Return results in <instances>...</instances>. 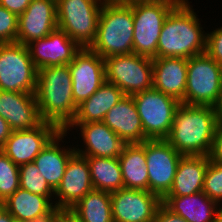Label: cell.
<instances>
[{
  "label": "cell",
  "mask_w": 222,
  "mask_h": 222,
  "mask_svg": "<svg viewBox=\"0 0 222 222\" xmlns=\"http://www.w3.org/2000/svg\"><path fill=\"white\" fill-rule=\"evenodd\" d=\"M216 124L214 107L180 103L165 140L183 156H209Z\"/></svg>",
  "instance_id": "obj_1"
},
{
  "label": "cell",
  "mask_w": 222,
  "mask_h": 222,
  "mask_svg": "<svg viewBox=\"0 0 222 222\" xmlns=\"http://www.w3.org/2000/svg\"><path fill=\"white\" fill-rule=\"evenodd\" d=\"M188 0H182L166 18L157 46V58H191L205 53L207 33Z\"/></svg>",
  "instance_id": "obj_2"
},
{
  "label": "cell",
  "mask_w": 222,
  "mask_h": 222,
  "mask_svg": "<svg viewBox=\"0 0 222 222\" xmlns=\"http://www.w3.org/2000/svg\"><path fill=\"white\" fill-rule=\"evenodd\" d=\"M35 96L42 121L64 131L73 121L78 107L73 100L68 64L40 68Z\"/></svg>",
  "instance_id": "obj_3"
},
{
  "label": "cell",
  "mask_w": 222,
  "mask_h": 222,
  "mask_svg": "<svg viewBox=\"0 0 222 222\" xmlns=\"http://www.w3.org/2000/svg\"><path fill=\"white\" fill-rule=\"evenodd\" d=\"M134 22L132 3L104 1L94 42L89 49L103 59L133 53Z\"/></svg>",
  "instance_id": "obj_4"
},
{
  "label": "cell",
  "mask_w": 222,
  "mask_h": 222,
  "mask_svg": "<svg viewBox=\"0 0 222 222\" xmlns=\"http://www.w3.org/2000/svg\"><path fill=\"white\" fill-rule=\"evenodd\" d=\"M182 0H153L132 3L133 53L157 58L160 32L169 13Z\"/></svg>",
  "instance_id": "obj_5"
},
{
  "label": "cell",
  "mask_w": 222,
  "mask_h": 222,
  "mask_svg": "<svg viewBox=\"0 0 222 222\" xmlns=\"http://www.w3.org/2000/svg\"><path fill=\"white\" fill-rule=\"evenodd\" d=\"M105 0H56L57 24L81 48L94 42Z\"/></svg>",
  "instance_id": "obj_6"
},
{
  "label": "cell",
  "mask_w": 222,
  "mask_h": 222,
  "mask_svg": "<svg viewBox=\"0 0 222 222\" xmlns=\"http://www.w3.org/2000/svg\"><path fill=\"white\" fill-rule=\"evenodd\" d=\"M222 94V66L206 53L188 59L185 104L215 107Z\"/></svg>",
  "instance_id": "obj_7"
},
{
  "label": "cell",
  "mask_w": 222,
  "mask_h": 222,
  "mask_svg": "<svg viewBox=\"0 0 222 222\" xmlns=\"http://www.w3.org/2000/svg\"><path fill=\"white\" fill-rule=\"evenodd\" d=\"M37 74L27 46L0 43V90L35 94Z\"/></svg>",
  "instance_id": "obj_8"
},
{
  "label": "cell",
  "mask_w": 222,
  "mask_h": 222,
  "mask_svg": "<svg viewBox=\"0 0 222 222\" xmlns=\"http://www.w3.org/2000/svg\"><path fill=\"white\" fill-rule=\"evenodd\" d=\"M106 81L119 87L125 96L153 88L152 58L130 53L104 59Z\"/></svg>",
  "instance_id": "obj_9"
},
{
  "label": "cell",
  "mask_w": 222,
  "mask_h": 222,
  "mask_svg": "<svg viewBox=\"0 0 222 222\" xmlns=\"http://www.w3.org/2000/svg\"><path fill=\"white\" fill-rule=\"evenodd\" d=\"M144 134L148 139H165L172 127L177 99L151 88L133 96Z\"/></svg>",
  "instance_id": "obj_10"
},
{
  "label": "cell",
  "mask_w": 222,
  "mask_h": 222,
  "mask_svg": "<svg viewBox=\"0 0 222 222\" xmlns=\"http://www.w3.org/2000/svg\"><path fill=\"white\" fill-rule=\"evenodd\" d=\"M148 191L163 199L172 188L178 163L183 155L165 139L145 141Z\"/></svg>",
  "instance_id": "obj_11"
},
{
  "label": "cell",
  "mask_w": 222,
  "mask_h": 222,
  "mask_svg": "<svg viewBox=\"0 0 222 222\" xmlns=\"http://www.w3.org/2000/svg\"><path fill=\"white\" fill-rule=\"evenodd\" d=\"M74 103L78 106L106 81L104 59L89 48H81L68 64Z\"/></svg>",
  "instance_id": "obj_12"
},
{
  "label": "cell",
  "mask_w": 222,
  "mask_h": 222,
  "mask_svg": "<svg viewBox=\"0 0 222 222\" xmlns=\"http://www.w3.org/2000/svg\"><path fill=\"white\" fill-rule=\"evenodd\" d=\"M110 194L113 222H153L162 204L150 191L123 188Z\"/></svg>",
  "instance_id": "obj_13"
},
{
  "label": "cell",
  "mask_w": 222,
  "mask_h": 222,
  "mask_svg": "<svg viewBox=\"0 0 222 222\" xmlns=\"http://www.w3.org/2000/svg\"><path fill=\"white\" fill-rule=\"evenodd\" d=\"M59 132L56 125L43 121L33 129L12 131L0 150L18 166L30 163Z\"/></svg>",
  "instance_id": "obj_14"
},
{
  "label": "cell",
  "mask_w": 222,
  "mask_h": 222,
  "mask_svg": "<svg viewBox=\"0 0 222 222\" xmlns=\"http://www.w3.org/2000/svg\"><path fill=\"white\" fill-rule=\"evenodd\" d=\"M80 129L84 148L75 147V152L84 157L118 158L126 144L104 122L71 123L64 131ZM81 133V134H80Z\"/></svg>",
  "instance_id": "obj_15"
},
{
  "label": "cell",
  "mask_w": 222,
  "mask_h": 222,
  "mask_svg": "<svg viewBox=\"0 0 222 222\" xmlns=\"http://www.w3.org/2000/svg\"><path fill=\"white\" fill-rule=\"evenodd\" d=\"M94 189L87 158L76 152L70 157L63 178L54 190V204L63 211L71 209Z\"/></svg>",
  "instance_id": "obj_16"
},
{
  "label": "cell",
  "mask_w": 222,
  "mask_h": 222,
  "mask_svg": "<svg viewBox=\"0 0 222 222\" xmlns=\"http://www.w3.org/2000/svg\"><path fill=\"white\" fill-rule=\"evenodd\" d=\"M27 47L38 70L42 67L69 64L81 50V47L59 28L42 39L32 41Z\"/></svg>",
  "instance_id": "obj_17"
},
{
  "label": "cell",
  "mask_w": 222,
  "mask_h": 222,
  "mask_svg": "<svg viewBox=\"0 0 222 222\" xmlns=\"http://www.w3.org/2000/svg\"><path fill=\"white\" fill-rule=\"evenodd\" d=\"M58 28L56 0H31L18 16L17 42L27 46Z\"/></svg>",
  "instance_id": "obj_18"
},
{
  "label": "cell",
  "mask_w": 222,
  "mask_h": 222,
  "mask_svg": "<svg viewBox=\"0 0 222 222\" xmlns=\"http://www.w3.org/2000/svg\"><path fill=\"white\" fill-rule=\"evenodd\" d=\"M0 116L12 131L33 129L43 122L35 94L25 92L0 90Z\"/></svg>",
  "instance_id": "obj_19"
},
{
  "label": "cell",
  "mask_w": 222,
  "mask_h": 222,
  "mask_svg": "<svg viewBox=\"0 0 222 222\" xmlns=\"http://www.w3.org/2000/svg\"><path fill=\"white\" fill-rule=\"evenodd\" d=\"M153 88L185 104L187 58H153Z\"/></svg>",
  "instance_id": "obj_20"
},
{
  "label": "cell",
  "mask_w": 222,
  "mask_h": 222,
  "mask_svg": "<svg viewBox=\"0 0 222 222\" xmlns=\"http://www.w3.org/2000/svg\"><path fill=\"white\" fill-rule=\"evenodd\" d=\"M102 122L125 143H142L148 139L132 96H124L107 112Z\"/></svg>",
  "instance_id": "obj_21"
},
{
  "label": "cell",
  "mask_w": 222,
  "mask_h": 222,
  "mask_svg": "<svg viewBox=\"0 0 222 222\" xmlns=\"http://www.w3.org/2000/svg\"><path fill=\"white\" fill-rule=\"evenodd\" d=\"M65 136L67 132H59L33 161L54 190L63 178L70 157L75 153V147L61 146L60 142H65L62 140Z\"/></svg>",
  "instance_id": "obj_22"
},
{
  "label": "cell",
  "mask_w": 222,
  "mask_h": 222,
  "mask_svg": "<svg viewBox=\"0 0 222 222\" xmlns=\"http://www.w3.org/2000/svg\"><path fill=\"white\" fill-rule=\"evenodd\" d=\"M162 203L187 222H214L219 207L203 191L189 196H165Z\"/></svg>",
  "instance_id": "obj_23"
},
{
  "label": "cell",
  "mask_w": 222,
  "mask_h": 222,
  "mask_svg": "<svg viewBox=\"0 0 222 222\" xmlns=\"http://www.w3.org/2000/svg\"><path fill=\"white\" fill-rule=\"evenodd\" d=\"M209 156H182L172 188L166 196H189L203 191Z\"/></svg>",
  "instance_id": "obj_24"
},
{
  "label": "cell",
  "mask_w": 222,
  "mask_h": 222,
  "mask_svg": "<svg viewBox=\"0 0 222 222\" xmlns=\"http://www.w3.org/2000/svg\"><path fill=\"white\" fill-rule=\"evenodd\" d=\"M124 96L119 87L105 81L92 96L78 105L71 123L103 121L107 112Z\"/></svg>",
  "instance_id": "obj_25"
},
{
  "label": "cell",
  "mask_w": 222,
  "mask_h": 222,
  "mask_svg": "<svg viewBox=\"0 0 222 222\" xmlns=\"http://www.w3.org/2000/svg\"><path fill=\"white\" fill-rule=\"evenodd\" d=\"M124 188L148 191L145 141L126 143L118 157Z\"/></svg>",
  "instance_id": "obj_26"
},
{
  "label": "cell",
  "mask_w": 222,
  "mask_h": 222,
  "mask_svg": "<svg viewBox=\"0 0 222 222\" xmlns=\"http://www.w3.org/2000/svg\"><path fill=\"white\" fill-rule=\"evenodd\" d=\"M53 199L54 196L33 194L19 188L4 202V208L16 221L29 222L36 216L47 212L54 205Z\"/></svg>",
  "instance_id": "obj_27"
},
{
  "label": "cell",
  "mask_w": 222,
  "mask_h": 222,
  "mask_svg": "<svg viewBox=\"0 0 222 222\" xmlns=\"http://www.w3.org/2000/svg\"><path fill=\"white\" fill-rule=\"evenodd\" d=\"M68 212L79 222H113L111 194L93 189Z\"/></svg>",
  "instance_id": "obj_28"
},
{
  "label": "cell",
  "mask_w": 222,
  "mask_h": 222,
  "mask_svg": "<svg viewBox=\"0 0 222 222\" xmlns=\"http://www.w3.org/2000/svg\"><path fill=\"white\" fill-rule=\"evenodd\" d=\"M94 190L115 192L124 188L118 158L86 157Z\"/></svg>",
  "instance_id": "obj_29"
},
{
  "label": "cell",
  "mask_w": 222,
  "mask_h": 222,
  "mask_svg": "<svg viewBox=\"0 0 222 222\" xmlns=\"http://www.w3.org/2000/svg\"><path fill=\"white\" fill-rule=\"evenodd\" d=\"M20 188L33 194L42 196H54V189L47 183L39 169L33 163L19 166Z\"/></svg>",
  "instance_id": "obj_30"
},
{
  "label": "cell",
  "mask_w": 222,
  "mask_h": 222,
  "mask_svg": "<svg viewBox=\"0 0 222 222\" xmlns=\"http://www.w3.org/2000/svg\"><path fill=\"white\" fill-rule=\"evenodd\" d=\"M19 188V166L0 150V201L5 202Z\"/></svg>",
  "instance_id": "obj_31"
},
{
  "label": "cell",
  "mask_w": 222,
  "mask_h": 222,
  "mask_svg": "<svg viewBox=\"0 0 222 222\" xmlns=\"http://www.w3.org/2000/svg\"><path fill=\"white\" fill-rule=\"evenodd\" d=\"M203 192L209 199L222 204V165L213 162L210 157L204 175Z\"/></svg>",
  "instance_id": "obj_32"
},
{
  "label": "cell",
  "mask_w": 222,
  "mask_h": 222,
  "mask_svg": "<svg viewBox=\"0 0 222 222\" xmlns=\"http://www.w3.org/2000/svg\"><path fill=\"white\" fill-rule=\"evenodd\" d=\"M18 16L0 5V43L17 42Z\"/></svg>",
  "instance_id": "obj_33"
},
{
  "label": "cell",
  "mask_w": 222,
  "mask_h": 222,
  "mask_svg": "<svg viewBox=\"0 0 222 222\" xmlns=\"http://www.w3.org/2000/svg\"><path fill=\"white\" fill-rule=\"evenodd\" d=\"M205 53L222 66V27L207 33Z\"/></svg>",
  "instance_id": "obj_34"
},
{
  "label": "cell",
  "mask_w": 222,
  "mask_h": 222,
  "mask_svg": "<svg viewBox=\"0 0 222 222\" xmlns=\"http://www.w3.org/2000/svg\"><path fill=\"white\" fill-rule=\"evenodd\" d=\"M209 157L213 162L222 165V124L220 123L216 124L213 146Z\"/></svg>",
  "instance_id": "obj_35"
},
{
  "label": "cell",
  "mask_w": 222,
  "mask_h": 222,
  "mask_svg": "<svg viewBox=\"0 0 222 222\" xmlns=\"http://www.w3.org/2000/svg\"><path fill=\"white\" fill-rule=\"evenodd\" d=\"M153 222H187L181 216L173 213L163 203L156 211Z\"/></svg>",
  "instance_id": "obj_36"
},
{
  "label": "cell",
  "mask_w": 222,
  "mask_h": 222,
  "mask_svg": "<svg viewBox=\"0 0 222 222\" xmlns=\"http://www.w3.org/2000/svg\"><path fill=\"white\" fill-rule=\"evenodd\" d=\"M31 0H0V5L11 13L20 16L30 5Z\"/></svg>",
  "instance_id": "obj_37"
},
{
  "label": "cell",
  "mask_w": 222,
  "mask_h": 222,
  "mask_svg": "<svg viewBox=\"0 0 222 222\" xmlns=\"http://www.w3.org/2000/svg\"><path fill=\"white\" fill-rule=\"evenodd\" d=\"M63 212L64 211L61 208L54 204L47 212L36 216L29 222H55Z\"/></svg>",
  "instance_id": "obj_38"
},
{
  "label": "cell",
  "mask_w": 222,
  "mask_h": 222,
  "mask_svg": "<svg viewBox=\"0 0 222 222\" xmlns=\"http://www.w3.org/2000/svg\"><path fill=\"white\" fill-rule=\"evenodd\" d=\"M11 132L8 122L0 116V149L5 145Z\"/></svg>",
  "instance_id": "obj_39"
},
{
  "label": "cell",
  "mask_w": 222,
  "mask_h": 222,
  "mask_svg": "<svg viewBox=\"0 0 222 222\" xmlns=\"http://www.w3.org/2000/svg\"><path fill=\"white\" fill-rule=\"evenodd\" d=\"M15 218L3 207L0 210V222H15Z\"/></svg>",
  "instance_id": "obj_40"
},
{
  "label": "cell",
  "mask_w": 222,
  "mask_h": 222,
  "mask_svg": "<svg viewBox=\"0 0 222 222\" xmlns=\"http://www.w3.org/2000/svg\"><path fill=\"white\" fill-rule=\"evenodd\" d=\"M214 108L216 111L217 123L222 124V94Z\"/></svg>",
  "instance_id": "obj_41"
},
{
  "label": "cell",
  "mask_w": 222,
  "mask_h": 222,
  "mask_svg": "<svg viewBox=\"0 0 222 222\" xmlns=\"http://www.w3.org/2000/svg\"><path fill=\"white\" fill-rule=\"evenodd\" d=\"M111 3H118V4H130L133 2H142V1H153V0H106Z\"/></svg>",
  "instance_id": "obj_42"
},
{
  "label": "cell",
  "mask_w": 222,
  "mask_h": 222,
  "mask_svg": "<svg viewBox=\"0 0 222 222\" xmlns=\"http://www.w3.org/2000/svg\"><path fill=\"white\" fill-rule=\"evenodd\" d=\"M55 222H69V212L64 211Z\"/></svg>",
  "instance_id": "obj_43"
},
{
  "label": "cell",
  "mask_w": 222,
  "mask_h": 222,
  "mask_svg": "<svg viewBox=\"0 0 222 222\" xmlns=\"http://www.w3.org/2000/svg\"><path fill=\"white\" fill-rule=\"evenodd\" d=\"M214 222H222V204H219Z\"/></svg>",
  "instance_id": "obj_44"
},
{
  "label": "cell",
  "mask_w": 222,
  "mask_h": 222,
  "mask_svg": "<svg viewBox=\"0 0 222 222\" xmlns=\"http://www.w3.org/2000/svg\"><path fill=\"white\" fill-rule=\"evenodd\" d=\"M69 222H79V221L69 213Z\"/></svg>",
  "instance_id": "obj_45"
},
{
  "label": "cell",
  "mask_w": 222,
  "mask_h": 222,
  "mask_svg": "<svg viewBox=\"0 0 222 222\" xmlns=\"http://www.w3.org/2000/svg\"><path fill=\"white\" fill-rule=\"evenodd\" d=\"M4 207V202L0 201V210Z\"/></svg>",
  "instance_id": "obj_46"
}]
</instances>
